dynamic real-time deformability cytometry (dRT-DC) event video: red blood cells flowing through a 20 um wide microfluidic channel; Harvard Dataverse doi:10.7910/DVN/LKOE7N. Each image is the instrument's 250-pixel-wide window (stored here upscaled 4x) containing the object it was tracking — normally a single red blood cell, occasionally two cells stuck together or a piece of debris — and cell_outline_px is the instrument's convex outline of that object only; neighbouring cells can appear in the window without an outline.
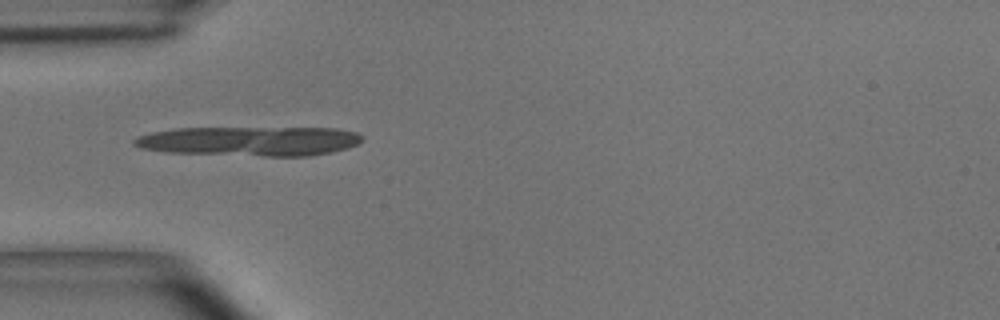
{"species": "common noctule bat (a hibernating species)", "species_latin": "Nyctalus noctula", "temperature_condition": "room temperature", "stored_images_in_passage": 15, "segment_of_instrument_passage": [2, 2], "camera_frame_rate_fps": 3000, "um_per_image_px": 0.085, "animal": {"sex": "male", "body_mass_g": 15.6}, "frame": {"image": 1, "passage_image": 15, "time_ms": 4.667, "image_size_px": [1000, 320], "cell_outline_px": [[356, 140], [348, 144], [316, 152], [264, 152], [280, 132], [336, 132], [356, 136]], "centroid_in_image_um": [26.23, 12.04], "position_along_channel_um": 58.8, "area_um2": 10.35}}